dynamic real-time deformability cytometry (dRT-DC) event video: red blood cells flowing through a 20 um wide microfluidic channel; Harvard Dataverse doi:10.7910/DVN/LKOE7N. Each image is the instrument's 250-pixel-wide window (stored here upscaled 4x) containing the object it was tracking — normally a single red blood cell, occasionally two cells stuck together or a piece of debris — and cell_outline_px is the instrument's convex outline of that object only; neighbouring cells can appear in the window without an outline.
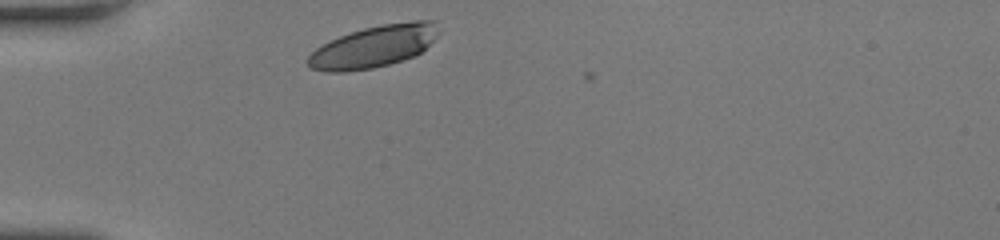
{"species": "human", "species_latin": "Homo sapiens", "temperature_condition": "room temperature", "stored_images_in_passage": 30, "camera_frame_rate_fps": 3000, "um_per_image_px": 0.085, "donor": {"sex": "female"}, "frame": {"image": 1, "passage_image": 1, "time_ms": 0.0, "image_size_px": [1000, 240], "cell_outline_px": [[440, 32], [420, 52], [404, 60], [372, 68], [344, 72], [328, 72], [308, 68], [308, 56], [316, 48], [340, 36], [364, 28], [384, 24], [416, 20], [436, 20]], "centroid_in_image_um": [31.78, 3.95], "position_along_channel_um": 53.2, "area_um2": 31.62}}
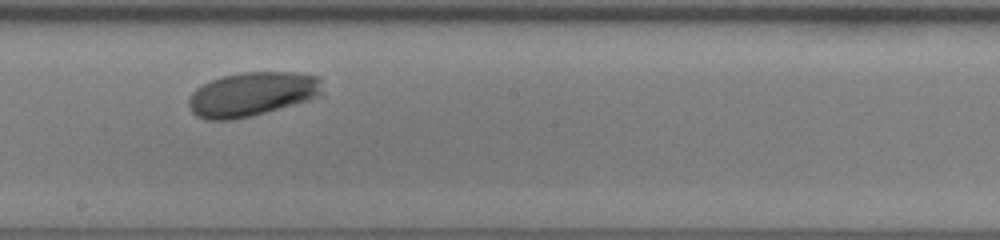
{"frame": {"image": 2, "passage_image": 17, "time_ms": 5.333, "image_size_px": [1000, 240], "cell_outline_px": [[320, 96], [308, 100], [264, 112], [232, 120], [208, 120], [196, 116], [192, 112], [188, 104], [188, 100], [192, 92], [196, 88], [212, 80], [224, 76], [240, 72], [296, 72], [320, 76]], "centroid_in_image_um": [21.4, 7.99], "position_along_channel_um": 226.8, "area_um2": 34.1}}
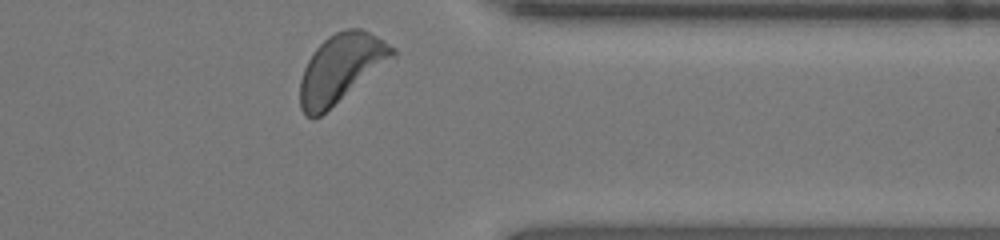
{"frame": {"image": 3, "passage_image": 30, "time_ms": 9.667, "image_size_px": [1000, 240], "cell_outline_px": [[396, 56], [320, 116], [312, 120], [304, 116], [300, 108], [300, 80], [304, 68], [308, 60], [316, 48], [328, 36], [344, 28], [360, 28], [384, 40], [396, 48]], "centroid_in_image_um": [28.97, 5.81], "position_along_channel_um": 382.4, "area_um2": 36.7}, "authors_computed_cell_mechanics": {"area_um2": 33.9286, "velocity_mm_per_s": 3.6936, "shape_relaxation_time_tau1_ms": 1.8812, "shape_relaxation_time_tau2_ms": null, "deformation_change_tau1": 0.1308, "deformation_change_tau2": null}}